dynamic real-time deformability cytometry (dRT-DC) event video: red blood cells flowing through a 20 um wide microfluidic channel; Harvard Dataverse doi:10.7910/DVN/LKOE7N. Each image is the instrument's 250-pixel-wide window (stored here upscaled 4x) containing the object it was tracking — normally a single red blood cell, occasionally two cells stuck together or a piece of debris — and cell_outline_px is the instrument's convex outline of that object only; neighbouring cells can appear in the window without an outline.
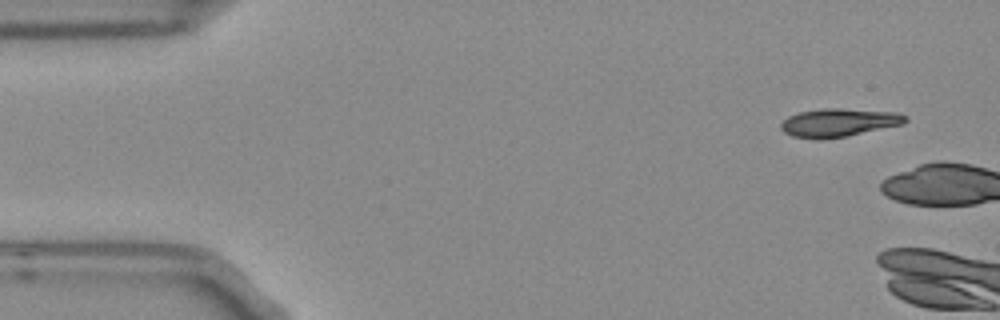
{"species": "Egyptian fruit bat (a non-hibernating species)", "species_latin": "Rousettus aegyptiacus", "temperature_condition": "room temperature", "stored_images_in_passage": 2, "camera_frame_rate_fps": 3000, "um_per_image_px": 0.085, "frame": {"image": 1, "passage_image": 1, "time_ms": 0.0, "image_size_px": [1000, 320], "cell_outline_px": [[908, 120], [904, 124], [848, 136], [820, 140], [816, 140], [792, 136], [784, 132], [780, 128], [780, 124], [788, 116], [800, 112], [824, 108], [840, 108], [900, 112], [908, 116]], "centroid_in_image_um": [71.33, 10.42], "position_along_channel_um": 13.7, "area_um2": 20.87}}